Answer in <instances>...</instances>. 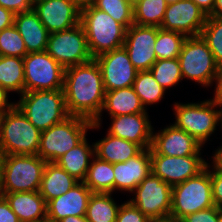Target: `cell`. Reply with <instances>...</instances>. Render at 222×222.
Here are the masks:
<instances>
[{"instance_id": "1", "label": "cell", "mask_w": 222, "mask_h": 222, "mask_svg": "<svg viewBox=\"0 0 222 222\" xmlns=\"http://www.w3.org/2000/svg\"><path fill=\"white\" fill-rule=\"evenodd\" d=\"M63 90L69 115L92 121L89 130L100 129L105 90L96 60L65 68Z\"/></svg>"}, {"instance_id": "2", "label": "cell", "mask_w": 222, "mask_h": 222, "mask_svg": "<svg viewBox=\"0 0 222 222\" xmlns=\"http://www.w3.org/2000/svg\"><path fill=\"white\" fill-rule=\"evenodd\" d=\"M80 24L84 28L93 59L123 47L127 29L93 5L81 9Z\"/></svg>"}, {"instance_id": "3", "label": "cell", "mask_w": 222, "mask_h": 222, "mask_svg": "<svg viewBox=\"0 0 222 222\" xmlns=\"http://www.w3.org/2000/svg\"><path fill=\"white\" fill-rule=\"evenodd\" d=\"M41 131L14 105L0 122L1 155H37Z\"/></svg>"}, {"instance_id": "4", "label": "cell", "mask_w": 222, "mask_h": 222, "mask_svg": "<svg viewBox=\"0 0 222 222\" xmlns=\"http://www.w3.org/2000/svg\"><path fill=\"white\" fill-rule=\"evenodd\" d=\"M15 105L40 131L62 122L69 116L63 89L24 92Z\"/></svg>"}, {"instance_id": "5", "label": "cell", "mask_w": 222, "mask_h": 222, "mask_svg": "<svg viewBox=\"0 0 222 222\" xmlns=\"http://www.w3.org/2000/svg\"><path fill=\"white\" fill-rule=\"evenodd\" d=\"M218 106L212 99H206L200 103L175 102L173 107L176 119L174 125L205 145L206 141H210L209 137L219 124L222 130V107Z\"/></svg>"}, {"instance_id": "6", "label": "cell", "mask_w": 222, "mask_h": 222, "mask_svg": "<svg viewBox=\"0 0 222 222\" xmlns=\"http://www.w3.org/2000/svg\"><path fill=\"white\" fill-rule=\"evenodd\" d=\"M46 163L38 155H1V193L39 191Z\"/></svg>"}, {"instance_id": "7", "label": "cell", "mask_w": 222, "mask_h": 222, "mask_svg": "<svg viewBox=\"0 0 222 222\" xmlns=\"http://www.w3.org/2000/svg\"><path fill=\"white\" fill-rule=\"evenodd\" d=\"M92 123L88 119L69 115L62 122L41 131L37 155L46 162H56L87 136Z\"/></svg>"}, {"instance_id": "8", "label": "cell", "mask_w": 222, "mask_h": 222, "mask_svg": "<svg viewBox=\"0 0 222 222\" xmlns=\"http://www.w3.org/2000/svg\"><path fill=\"white\" fill-rule=\"evenodd\" d=\"M210 167L207 163L206 168L197 176L172 187L171 218L181 220L188 214L214 206Z\"/></svg>"}, {"instance_id": "9", "label": "cell", "mask_w": 222, "mask_h": 222, "mask_svg": "<svg viewBox=\"0 0 222 222\" xmlns=\"http://www.w3.org/2000/svg\"><path fill=\"white\" fill-rule=\"evenodd\" d=\"M183 78L212 86L219 65L201 35L186 37L178 56Z\"/></svg>"}, {"instance_id": "10", "label": "cell", "mask_w": 222, "mask_h": 222, "mask_svg": "<svg viewBox=\"0 0 222 222\" xmlns=\"http://www.w3.org/2000/svg\"><path fill=\"white\" fill-rule=\"evenodd\" d=\"M23 62L24 92L63 89L65 68L46 51L28 53Z\"/></svg>"}, {"instance_id": "11", "label": "cell", "mask_w": 222, "mask_h": 222, "mask_svg": "<svg viewBox=\"0 0 222 222\" xmlns=\"http://www.w3.org/2000/svg\"><path fill=\"white\" fill-rule=\"evenodd\" d=\"M46 52L64 68L93 60L81 24L67 30L51 33Z\"/></svg>"}, {"instance_id": "12", "label": "cell", "mask_w": 222, "mask_h": 222, "mask_svg": "<svg viewBox=\"0 0 222 222\" xmlns=\"http://www.w3.org/2000/svg\"><path fill=\"white\" fill-rule=\"evenodd\" d=\"M135 197L129 201L150 220L170 217L172 207V186L152 173L132 192Z\"/></svg>"}, {"instance_id": "13", "label": "cell", "mask_w": 222, "mask_h": 222, "mask_svg": "<svg viewBox=\"0 0 222 222\" xmlns=\"http://www.w3.org/2000/svg\"><path fill=\"white\" fill-rule=\"evenodd\" d=\"M150 155L152 174L172 187L197 176L207 165L201 154L184 157L165 156L156 154L150 148Z\"/></svg>"}, {"instance_id": "14", "label": "cell", "mask_w": 222, "mask_h": 222, "mask_svg": "<svg viewBox=\"0 0 222 222\" xmlns=\"http://www.w3.org/2000/svg\"><path fill=\"white\" fill-rule=\"evenodd\" d=\"M94 59L100 66L105 92L133 86L138 70L131 63L124 47Z\"/></svg>"}, {"instance_id": "15", "label": "cell", "mask_w": 222, "mask_h": 222, "mask_svg": "<svg viewBox=\"0 0 222 222\" xmlns=\"http://www.w3.org/2000/svg\"><path fill=\"white\" fill-rule=\"evenodd\" d=\"M208 15L192 0H179L167 5L160 28L176 31L186 37L198 36L206 24Z\"/></svg>"}, {"instance_id": "16", "label": "cell", "mask_w": 222, "mask_h": 222, "mask_svg": "<svg viewBox=\"0 0 222 222\" xmlns=\"http://www.w3.org/2000/svg\"><path fill=\"white\" fill-rule=\"evenodd\" d=\"M157 26H139L132 24L126 31L123 47L130 61L138 71L150 70L157 61L154 45Z\"/></svg>"}, {"instance_id": "17", "label": "cell", "mask_w": 222, "mask_h": 222, "mask_svg": "<svg viewBox=\"0 0 222 222\" xmlns=\"http://www.w3.org/2000/svg\"><path fill=\"white\" fill-rule=\"evenodd\" d=\"M154 132L153 129L150 148L156 154L175 157L202 154L203 145L174 124H170L155 134Z\"/></svg>"}, {"instance_id": "18", "label": "cell", "mask_w": 222, "mask_h": 222, "mask_svg": "<svg viewBox=\"0 0 222 222\" xmlns=\"http://www.w3.org/2000/svg\"><path fill=\"white\" fill-rule=\"evenodd\" d=\"M33 10L50 34L80 24L81 10L70 0H46L34 4Z\"/></svg>"}, {"instance_id": "19", "label": "cell", "mask_w": 222, "mask_h": 222, "mask_svg": "<svg viewBox=\"0 0 222 222\" xmlns=\"http://www.w3.org/2000/svg\"><path fill=\"white\" fill-rule=\"evenodd\" d=\"M111 118L107 133L149 149L152 142L153 127L148 113L120 115Z\"/></svg>"}, {"instance_id": "20", "label": "cell", "mask_w": 222, "mask_h": 222, "mask_svg": "<svg viewBox=\"0 0 222 222\" xmlns=\"http://www.w3.org/2000/svg\"><path fill=\"white\" fill-rule=\"evenodd\" d=\"M113 172L114 192L118 190L132 193L152 173L150 148L143 149L138 155L126 162L113 164Z\"/></svg>"}, {"instance_id": "21", "label": "cell", "mask_w": 222, "mask_h": 222, "mask_svg": "<svg viewBox=\"0 0 222 222\" xmlns=\"http://www.w3.org/2000/svg\"><path fill=\"white\" fill-rule=\"evenodd\" d=\"M92 193L83 182H79L65 194L47 202V218L59 222L67 216L86 215Z\"/></svg>"}, {"instance_id": "22", "label": "cell", "mask_w": 222, "mask_h": 222, "mask_svg": "<svg viewBox=\"0 0 222 222\" xmlns=\"http://www.w3.org/2000/svg\"><path fill=\"white\" fill-rule=\"evenodd\" d=\"M14 26L23 38L27 53L46 51L50 33L33 9L15 14Z\"/></svg>"}, {"instance_id": "23", "label": "cell", "mask_w": 222, "mask_h": 222, "mask_svg": "<svg viewBox=\"0 0 222 222\" xmlns=\"http://www.w3.org/2000/svg\"><path fill=\"white\" fill-rule=\"evenodd\" d=\"M20 222H37L47 218V203L38 191L1 193Z\"/></svg>"}, {"instance_id": "24", "label": "cell", "mask_w": 222, "mask_h": 222, "mask_svg": "<svg viewBox=\"0 0 222 222\" xmlns=\"http://www.w3.org/2000/svg\"><path fill=\"white\" fill-rule=\"evenodd\" d=\"M94 149L95 156L112 164L126 162L143 150L138 144L109 133L94 143Z\"/></svg>"}, {"instance_id": "25", "label": "cell", "mask_w": 222, "mask_h": 222, "mask_svg": "<svg viewBox=\"0 0 222 222\" xmlns=\"http://www.w3.org/2000/svg\"><path fill=\"white\" fill-rule=\"evenodd\" d=\"M79 181L70 176L55 162H47L40 183L39 193L46 203L56 197L65 194Z\"/></svg>"}, {"instance_id": "26", "label": "cell", "mask_w": 222, "mask_h": 222, "mask_svg": "<svg viewBox=\"0 0 222 222\" xmlns=\"http://www.w3.org/2000/svg\"><path fill=\"white\" fill-rule=\"evenodd\" d=\"M94 156V143L90 145L85 137L75 147L63 154L55 163L68 172L70 176L79 182H83L91 164V159Z\"/></svg>"}, {"instance_id": "27", "label": "cell", "mask_w": 222, "mask_h": 222, "mask_svg": "<svg viewBox=\"0 0 222 222\" xmlns=\"http://www.w3.org/2000/svg\"><path fill=\"white\" fill-rule=\"evenodd\" d=\"M105 110L110 117L147 113L133 87L106 91L102 111Z\"/></svg>"}, {"instance_id": "28", "label": "cell", "mask_w": 222, "mask_h": 222, "mask_svg": "<svg viewBox=\"0 0 222 222\" xmlns=\"http://www.w3.org/2000/svg\"><path fill=\"white\" fill-rule=\"evenodd\" d=\"M83 183L93 193H113V164L94 156Z\"/></svg>"}, {"instance_id": "29", "label": "cell", "mask_w": 222, "mask_h": 222, "mask_svg": "<svg viewBox=\"0 0 222 222\" xmlns=\"http://www.w3.org/2000/svg\"><path fill=\"white\" fill-rule=\"evenodd\" d=\"M24 62L21 57L0 56V86L8 93H24Z\"/></svg>"}, {"instance_id": "30", "label": "cell", "mask_w": 222, "mask_h": 222, "mask_svg": "<svg viewBox=\"0 0 222 222\" xmlns=\"http://www.w3.org/2000/svg\"><path fill=\"white\" fill-rule=\"evenodd\" d=\"M116 203L112 193H92L85 216L89 222H116L121 206Z\"/></svg>"}, {"instance_id": "31", "label": "cell", "mask_w": 222, "mask_h": 222, "mask_svg": "<svg viewBox=\"0 0 222 222\" xmlns=\"http://www.w3.org/2000/svg\"><path fill=\"white\" fill-rule=\"evenodd\" d=\"M132 87L145 110L147 105L158 104L166 93V89L158 84L150 70L138 71Z\"/></svg>"}, {"instance_id": "32", "label": "cell", "mask_w": 222, "mask_h": 222, "mask_svg": "<svg viewBox=\"0 0 222 222\" xmlns=\"http://www.w3.org/2000/svg\"><path fill=\"white\" fill-rule=\"evenodd\" d=\"M166 8L165 0H139L133 5L134 24L160 27Z\"/></svg>"}, {"instance_id": "33", "label": "cell", "mask_w": 222, "mask_h": 222, "mask_svg": "<svg viewBox=\"0 0 222 222\" xmlns=\"http://www.w3.org/2000/svg\"><path fill=\"white\" fill-rule=\"evenodd\" d=\"M185 39L186 36L182 33L157 27V37L154 45L157 60L178 58Z\"/></svg>"}, {"instance_id": "34", "label": "cell", "mask_w": 222, "mask_h": 222, "mask_svg": "<svg viewBox=\"0 0 222 222\" xmlns=\"http://www.w3.org/2000/svg\"><path fill=\"white\" fill-rule=\"evenodd\" d=\"M154 79L164 89H170L183 80L178 58L159 59L150 68Z\"/></svg>"}, {"instance_id": "35", "label": "cell", "mask_w": 222, "mask_h": 222, "mask_svg": "<svg viewBox=\"0 0 222 222\" xmlns=\"http://www.w3.org/2000/svg\"><path fill=\"white\" fill-rule=\"evenodd\" d=\"M93 6L109 14L126 29L134 24L133 4L129 0H95Z\"/></svg>"}, {"instance_id": "36", "label": "cell", "mask_w": 222, "mask_h": 222, "mask_svg": "<svg viewBox=\"0 0 222 222\" xmlns=\"http://www.w3.org/2000/svg\"><path fill=\"white\" fill-rule=\"evenodd\" d=\"M202 38L213 53L216 63L222 65V17L208 16L202 28Z\"/></svg>"}, {"instance_id": "37", "label": "cell", "mask_w": 222, "mask_h": 222, "mask_svg": "<svg viewBox=\"0 0 222 222\" xmlns=\"http://www.w3.org/2000/svg\"><path fill=\"white\" fill-rule=\"evenodd\" d=\"M27 53L23 38L14 26L0 32V56H14L23 58Z\"/></svg>"}, {"instance_id": "38", "label": "cell", "mask_w": 222, "mask_h": 222, "mask_svg": "<svg viewBox=\"0 0 222 222\" xmlns=\"http://www.w3.org/2000/svg\"><path fill=\"white\" fill-rule=\"evenodd\" d=\"M138 208H136L129 200L121 203L118 210L116 222H150Z\"/></svg>"}, {"instance_id": "39", "label": "cell", "mask_w": 222, "mask_h": 222, "mask_svg": "<svg viewBox=\"0 0 222 222\" xmlns=\"http://www.w3.org/2000/svg\"><path fill=\"white\" fill-rule=\"evenodd\" d=\"M221 216L222 209L213 206L205 210L188 214L181 219V222H219Z\"/></svg>"}, {"instance_id": "40", "label": "cell", "mask_w": 222, "mask_h": 222, "mask_svg": "<svg viewBox=\"0 0 222 222\" xmlns=\"http://www.w3.org/2000/svg\"><path fill=\"white\" fill-rule=\"evenodd\" d=\"M211 170H210V180L212 184L213 203L214 206L222 209V171L213 168Z\"/></svg>"}, {"instance_id": "41", "label": "cell", "mask_w": 222, "mask_h": 222, "mask_svg": "<svg viewBox=\"0 0 222 222\" xmlns=\"http://www.w3.org/2000/svg\"><path fill=\"white\" fill-rule=\"evenodd\" d=\"M0 6L18 14L33 9L34 4L32 0H0Z\"/></svg>"}, {"instance_id": "42", "label": "cell", "mask_w": 222, "mask_h": 222, "mask_svg": "<svg viewBox=\"0 0 222 222\" xmlns=\"http://www.w3.org/2000/svg\"><path fill=\"white\" fill-rule=\"evenodd\" d=\"M0 222H20L3 195H0Z\"/></svg>"}, {"instance_id": "43", "label": "cell", "mask_w": 222, "mask_h": 222, "mask_svg": "<svg viewBox=\"0 0 222 222\" xmlns=\"http://www.w3.org/2000/svg\"><path fill=\"white\" fill-rule=\"evenodd\" d=\"M213 83H216V87L214 89L215 92L212 100L222 107V65L219 66Z\"/></svg>"}, {"instance_id": "44", "label": "cell", "mask_w": 222, "mask_h": 222, "mask_svg": "<svg viewBox=\"0 0 222 222\" xmlns=\"http://www.w3.org/2000/svg\"><path fill=\"white\" fill-rule=\"evenodd\" d=\"M14 15L11 11L0 6V32L14 24Z\"/></svg>"}, {"instance_id": "45", "label": "cell", "mask_w": 222, "mask_h": 222, "mask_svg": "<svg viewBox=\"0 0 222 222\" xmlns=\"http://www.w3.org/2000/svg\"><path fill=\"white\" fill-rule=\"evenodd\" d=\"M8 92L0 86V112H6L7 110H10L16 102H10ZM9 101V102H8Z\"/></svg>"}, {"instance_id": "46", "label": "cell", "mask_w": 222, "mask_h": 222, "mask_svg": "<svg viewBox=\"0 0 222 222\" xmlns=\"http://www.w3.org/2000/svg\"><path fill=\"white\" fill-rule=\"evenodd\" d=\"M200 9H202L208 16L212 13L215 0H192Z\"/></svg>"}, {"instance_id": "47", "label": "cell", "mask_w": 222, "mask_h": 222, "mask_svg": "<svg viewBox=\"0 0 222 222\" xmlns=\"http://www.w3.org/2000/svg\"><path fill=\"white\" fill-rule=\"evenodd\" d=\"M212 155H213L211 156V159L213 161L211 162L213 164L212 168L222 171V146L218 147V149H216L214 154Z\"/></svg>"}, {"instance_id": "48", "label": "cell", "mask_w": 222, "mask_h": 222, "mask_svg": "<svg viewBox=\"0 0 222 222\" xmlns=\"http://www.w3.org/2000/svg\"><path fill=\"white\" fill-rule=\"evenodd\" d=\"M209 16L222 17V0H215L213 11Z\"/></svg>"}, {"instance_id": "49", "label": "cell", "mask_w": 222, "mask_h": 222, "mask_svg": "<svg viewBox=\"0 0 222 222\" xmlns=\"http://www.w3.org/2000/svg\"><path fill=\"white\" fill-rule=\"evenodd\" d=\"M75 4L80 10L89 6H92L95 0H70Z\"/></svg>"}, {"instance_id": "50", "label": "cell", "mask_w": 222, "mask_h": 222, "mask_svg": "<svg viewBox=\"0 0 222 222\" xmlns=\"http://www.w3.org/2000/svg\"><path fill=\"white\" fill-rule=\"evenodd\" d=\"M59 222H89L85 215L83 216H67Z\"/></svg>"}, {"instance_id": "51", "label": "cell", "mask_w": 222, "mask_h": 222, "mask_svg": "<svg viewBox=\"0 0 222 222\" xmlns=\"http://www.w3.org/2000/svg\"><path fill=\"white\" fill-rule=\"evenodd\" d=\"M150 222H181V220H177V219L168 217V218H164V219L151 220Z\"/></svg>"}, {"instance_id": "52", "label": "cell", "mask_w": 222, "mask_h": 222, "mask_svg": "<svg viewBox=\"0 0 222 222\" xmlns=\"http://www.w3.org/2000/svg\"><path fill=\"white\" fill-rule=\"evenodd\" d=\"M165 1H166L167 5H170V4L178 2L179 0H165Z\"/></svg>"}, {"instance_id": "53", "label": "cell", "mask_w": 222, "mask_h": 222, "mask_svg": "<svg viewBox=\"0 0 222 222\" xmlns=\"http://www.w3.org/2000/svg\"><path fill=\"white\" fill-rule=\"evenodd\" d=\"M37 222H55L54 220H51L49 218H45L43 220L37 221Z\"/></svg>"}, {"instance_id": "54", "label": "cell", "mask_w": 222, "mask_h": 222, "mask_svg": "<svg viewBox=\"0 0 222 222\" xmlns=\"http://www.w3.org/2000/svg\"><path fill=\"white\" fill-rule=\"evenodd\" d=\"M0 195H1V154H0Z\"/></svg>"}, {"instance_id": "55", "label": "cell", "mask_w": 222, "mask_h": 222, "mask_svg": "<svg viewBox=\"0 0 222 222\" xmlns=\"http://www.w3.org/2000/svg\"><path fill=\"white\" fill-rule=\"evenodd\" d=\"M33 1V4H37V3H40V2H43V1H46V0H32Z\"/></svg>"}, {"instance_id": "56", "label": "cell", "mask_w": 222, "mask_h": 222, "mask_svg": "<svg viewBox=\"0 0 222 222\" xmlns=\"http://www.w3.org/2000/svg\"><path fill=\"white\" fill-rule=\"evenodd\" d=\"M133 5L137 3L139 0H129Z\"/></svg>"}, {"instance_id": "57", "label": "cell", "mask_w": 222, "mask_h": 222, "mask_svg": "<svg viewBox=\"0 0 222 222\" xmlns=\"http://www.w3.org/2000/svg\"><path fill=\"white\" fill-rule=\"evenodd\" d=\"M2 115H3V112H0V122H1V119H2Z\"/></svg>"}]
</instances>
